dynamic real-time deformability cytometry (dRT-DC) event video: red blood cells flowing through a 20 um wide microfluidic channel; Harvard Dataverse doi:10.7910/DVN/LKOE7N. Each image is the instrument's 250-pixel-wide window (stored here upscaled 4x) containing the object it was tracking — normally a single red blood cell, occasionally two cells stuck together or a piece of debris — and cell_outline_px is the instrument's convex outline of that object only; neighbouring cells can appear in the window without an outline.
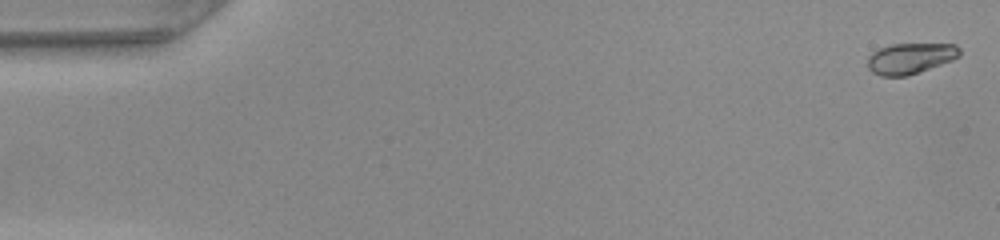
{"species": "common noctule bat (a hibernating species)", "species_latin": "Nyctalus noctula", "temperature_condition": "warm", "stored_images_in_passage": 48, "camera_frame_rate_fps": 3000, "um_per_image_px": 0.085, "animal": {"sex": "female", "body_mass_g": 22.0, "forearm_length_mm": 56.7}, "frame": {"image": 1, "passage_image": 1, "time_ms": 0.0, "image_size_px": [1000, 240], "cell_outline_px": [[960, 56], [952, 60], [908, 76], [880, 76], [872, 72], [868, 68], [868, 56], [872, 52], [888, 44], [956, 44], [960, 48]], "centroid_in_image_um": [77.36, 4.96], "position_along_channel_um": 7.6, "area_um2": 16.59}}
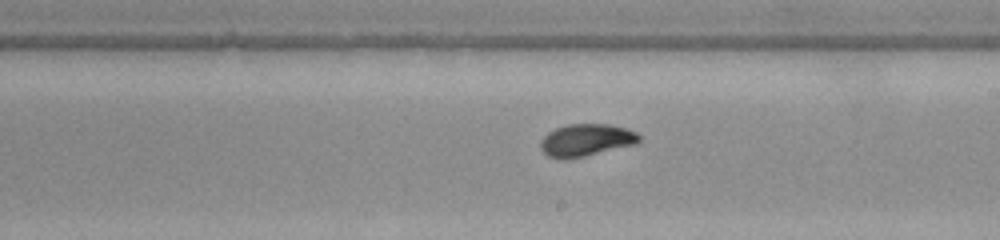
{"frame": {"image": 2, "passage_image": 28, "time_ms": 9.0, "image_size_px": [1000, 240], "cell_outline_px": [[640, 140], [636, 144], [584, 156], [548, 156], [540, 148], [540, 140], [548, 132], [556, 128], [568, 124], [608, 124], [628, 128], [636, 132], [640, 136]], "centroid_in_image_um": [49.87, 11.86], "position_along_channel_um": 239.1, "area_um2": 18.09}}
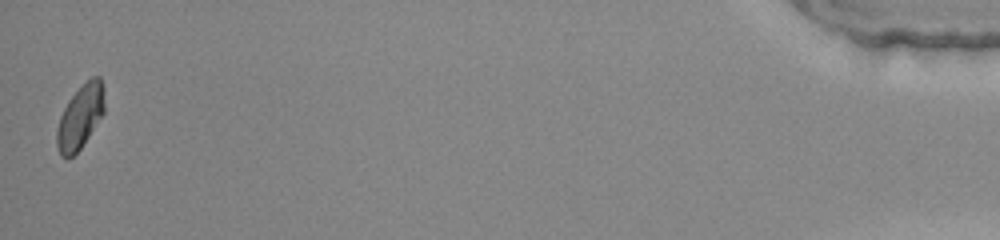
{"frame": {"image": 3, "passage_image": 48, "time_ms": 15.667, "image_size_px": [1000, 240], "cell_outline_px": [[104, 112], [80, 148], [72, 156], [60, 156], [56, 144], [56, 132], [60, 116], [68, 100], [92, 76], [100, 76], [104, 88]], "centroid_in_image_um": [6.82, 9.92], "position_along_channel_um": 428.4, "area_um2": 17.34}, "authors_computed_cell_mechanics": {"area_um2": 18.0914, "velocity_mm_per_s": 4.2442, "shape_relaxation_time_tau1_ms": 3.0442, "shape_relaxation_time_tau2_ms": null, "deformation_change_tau1": 0.1308, "deformation_change_tau2": null}}